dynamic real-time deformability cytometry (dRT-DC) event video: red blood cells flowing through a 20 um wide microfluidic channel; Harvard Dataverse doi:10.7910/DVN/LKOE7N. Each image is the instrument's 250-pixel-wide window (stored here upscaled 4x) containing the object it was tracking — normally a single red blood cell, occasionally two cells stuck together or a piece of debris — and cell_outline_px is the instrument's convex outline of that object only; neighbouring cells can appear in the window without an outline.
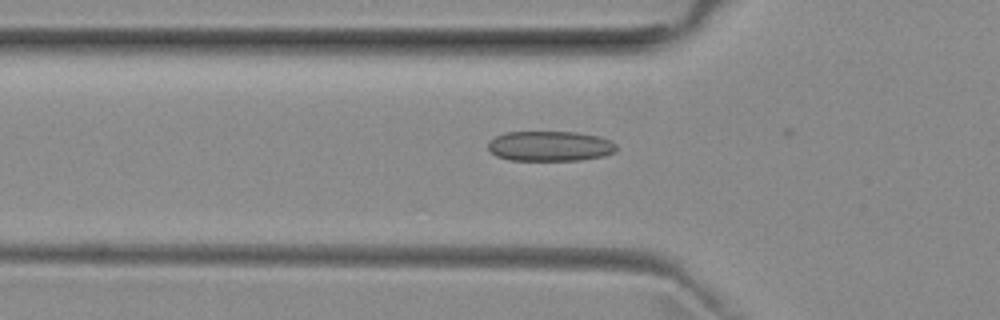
{"species": "common noctule bat (a hibernating species)", "species_latin": "Nyctalus noctula", "temperature_condition": "room temperature", "stored_images_in_passage": 13, "camera_frame_rate_fps": 3000, "um_per_image_px": 0.085, "animal": {"sex": "female", "body_mass_g": 29.2, "forearm_length_mm": 56.3}, "frame": {"image": 1, "passage_image": 12, "time_ms": 3.667, "image_size_px": [1000, 320], "cell_outline_px": [[616, 152], [604, 156], [580, 160], [508, 160], [496, 156], [488, 148], [488, 140], [504, 132], [576, 132], [600, 136], [612, 140], [616, 144]], "centroid_in_image_um": [46.76, 12.41], "position_along_channel_um": 79.0, "area_um2": 22.77}}